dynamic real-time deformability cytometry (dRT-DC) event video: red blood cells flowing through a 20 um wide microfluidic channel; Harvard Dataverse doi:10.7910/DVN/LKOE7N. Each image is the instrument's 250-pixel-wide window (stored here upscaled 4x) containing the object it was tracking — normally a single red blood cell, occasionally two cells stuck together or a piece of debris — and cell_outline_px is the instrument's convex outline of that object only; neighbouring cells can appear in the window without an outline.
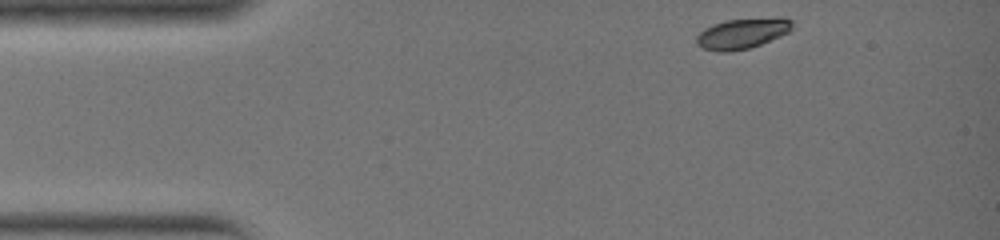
{"species": "common noctule bat (a hibernating species)", "species_latin": "Nyctalus noctula", "temperature_condition": "warm", "stored_images_in_passage": 28, "camera_frame_rate_fps": 3000, "um_per_image_px": 0.085, "animal": {"sex": "female", "body_mass_g": 19.0, "forearm_length_mm": 51.5}, "frame": {"image": 1, "passage_image": 1, "time_ms": 0.0, "image_size_px": [1000, 240], "cell_outline_px": [[792, 28], [788, 32], [780, 36], [760, 44], [748, 48], [728, 52], [720, 52], [704, 48], [696, 44], [696, 36], [704, 28], [728, 20], [776, 16], [780, 16], [792, 20]], "centroid_in_image_um": [63.12, 2.82], "position_along_channel_um": 21.9, "area_um2": 16.99}}
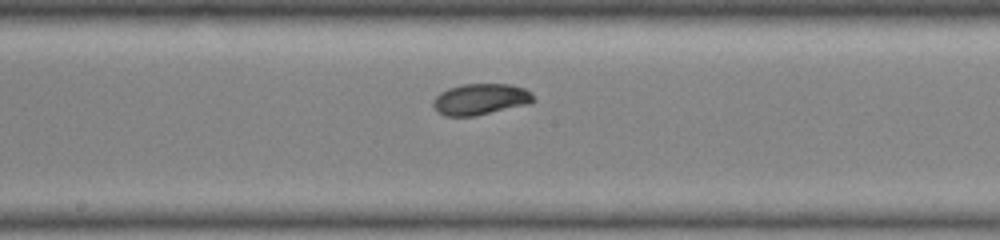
{"frame": {"image": 2, "passage_image": 15, "time_ms": 4.667, "image_size_px": [1000, 240], "cell_outline_px": [[536, 100], [528, 104], [476, 116], [444, 116], [436, 112], [432, 104], [432, 100], [440, 92], [448, 88], [460, 84], [512, 84], [524, 88], [532, 92]], "centroid_in_image_um": [40.83, 8.43], "position_along_channel_um": 207.4, "area_um2": 18.55}}
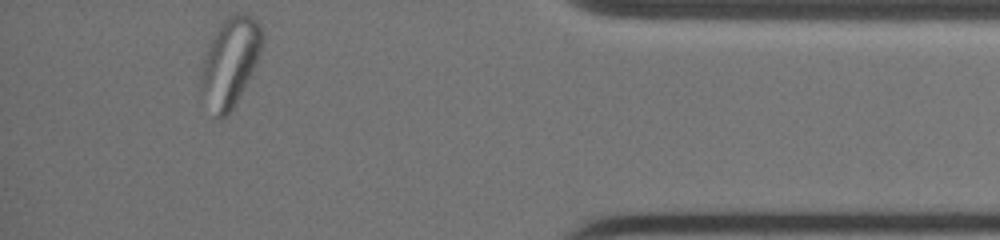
{"frame": {"image": 3, "passage_image": 28, "time_ms": 9.0, "image_size_px": [1000, 240], "cell_outline_px": [[264, 40], [256, 64], [248, 80], [228, 116], [220, 120], [216, 116], [200, 92], [200, 76], [208, 44], [220, 24], [228, 16], [236, 12], [244, 12], [252, 16], [260, 24], [264, 36]], "centroid_in_image_um": [19.57, 5.24], "position_along_channel_um": 415.6, "area_um2": 31.67}}